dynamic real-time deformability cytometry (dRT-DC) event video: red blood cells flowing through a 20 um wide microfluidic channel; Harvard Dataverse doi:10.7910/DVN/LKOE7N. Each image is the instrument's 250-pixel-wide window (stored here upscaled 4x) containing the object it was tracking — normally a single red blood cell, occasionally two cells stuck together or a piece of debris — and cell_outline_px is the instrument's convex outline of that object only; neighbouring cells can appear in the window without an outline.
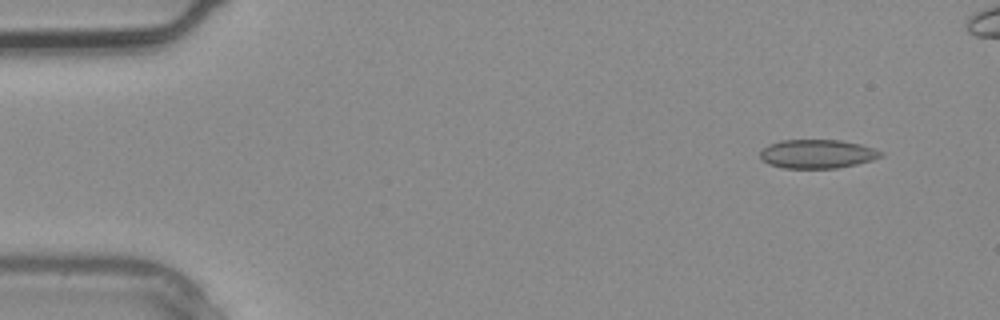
{"species": "common noctule bat (a hibernating species)", "species_latin": "Nyctalus noctula", "temperature_condition": "warm", "stored_images_in_passage": 4, "camera_frame_rate_fps": 3000, "um_per_image_px": 0.085, "animal": {"sex": "male", "body_mass_g": 20.4}, "frame": {"image": 1, "passage_image": 1, "time_ms": 0.0, "image_size_px": [1000, 320], "cell_outline_px": [[884, 156], [872, 160], [856, 164], [836, 168], [784, 168], [768, 164], [760, 156], [760, 152], [768, 144], [780, 140], [840, 140], [860, 144], [884, 152]], "centroid_in_image_um": [69.48, 13.08], "position_along_channel_um": 15.5, "area_um2": 20.23}}